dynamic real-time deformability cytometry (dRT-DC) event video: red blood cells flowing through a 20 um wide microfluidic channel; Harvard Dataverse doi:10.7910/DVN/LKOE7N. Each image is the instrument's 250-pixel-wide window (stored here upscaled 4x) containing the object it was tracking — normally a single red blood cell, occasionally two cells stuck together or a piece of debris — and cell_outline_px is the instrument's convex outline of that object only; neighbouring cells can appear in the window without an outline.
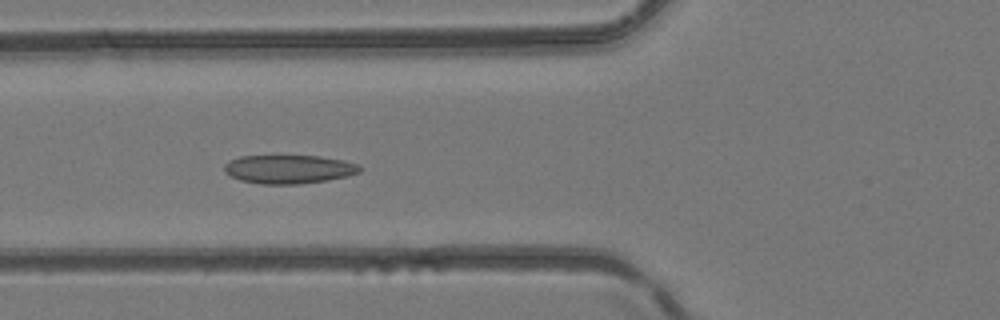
{"species": "common noctule bat (a hibernating species)", "species_latin": "Nyctalus noctula", "temperature_condition": "room temperature", "stored_images_in_passage": 29, "camera_frame_rate_fps": 3000, "um_per_image_px": 0.085, "animal": {"sex": "female", "body_mass_g": 24.6, "forearm_length_mm": 56.2}, "frame": {"image": 1, "passage_image": 16, "time_ms": 5.0, "image_size_px": [1000, 320], "cell_outline_px": [[364, 168], [360, 172], [328, 180], [300, 184], [260, 184], [240, 180], [224, 172], [224, 164], [228, 160], [240, 156], [320, 156], [344, 160], [356, 164]], "centroid_in_image_um": [24.53, 14.38], "position_along_channel_um": 101.3, "area_um2": 22.66}}
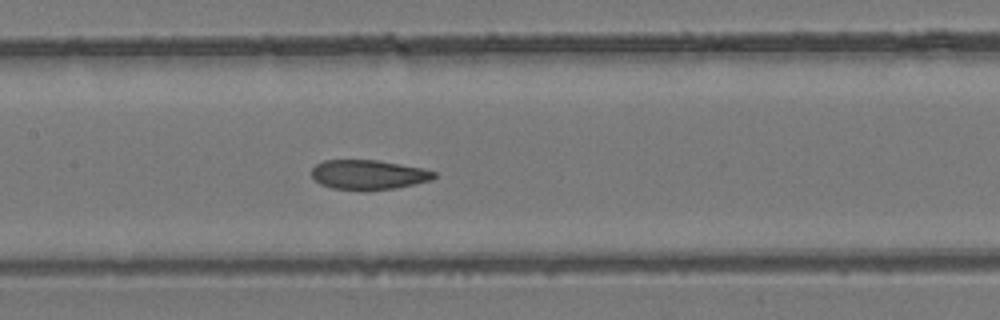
{"frame": {"image": 2, "passage_image": 21, "time_ms": 6.667, "image_size_px": [1000, 320], "cell_outline_px": [[436, 176], [432, 180], [396, 188], [364, 192], [332, 188], [320, 184], [312, 176], [312, 168], [316, 164], [324, 160], [376, 160], [424, 168], [436, 172]], "centroid_in_image_um": [31.32, 14.87], "position_along_channel_um": 176.1, "area_um2": 21.5}}
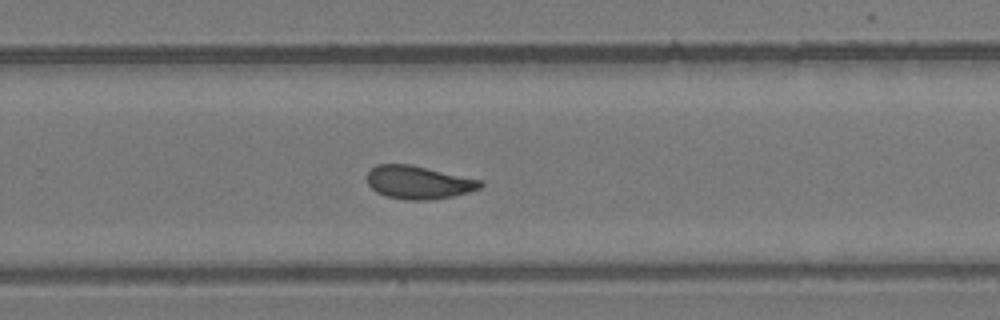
{"frame": {"image": 3, "passage_image": 29, "time_ms": 9.333, "image_size_px": [1000, 320], "cell_outline_px": [[484, 184], [480, 188], [468, 192], [452, 196], [428, 200], [408, 200], [388, 196], [376, 192], [368, 184], [368, 172], [376, 164], [408, 164], [484, 180]], "centroid_in_image_um": [35.6, 15.5], "position_along_channel_um": 294.2, "area_um2": 21.73}}